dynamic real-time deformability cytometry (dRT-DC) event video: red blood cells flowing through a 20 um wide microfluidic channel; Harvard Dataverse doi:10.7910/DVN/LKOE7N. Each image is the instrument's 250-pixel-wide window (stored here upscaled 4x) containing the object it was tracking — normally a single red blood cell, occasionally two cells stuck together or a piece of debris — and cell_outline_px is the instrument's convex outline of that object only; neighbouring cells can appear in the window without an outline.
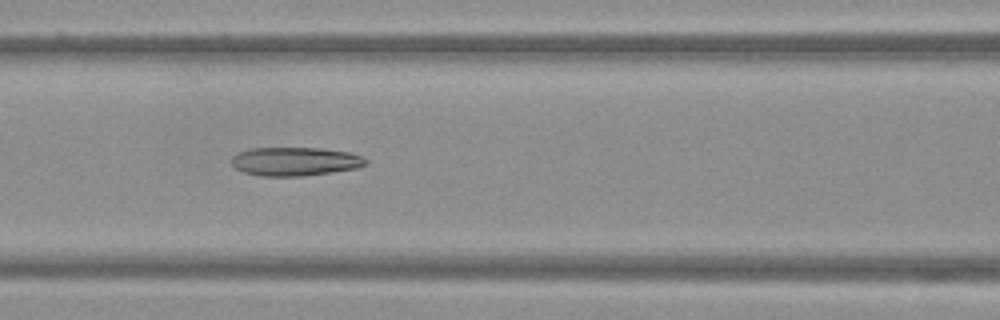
{"species": "Egyptian fruit bat (a non-hibernating species)", "species_latin": "Rousettus aegyptiacus", "temperature_condition": "warm", "stored_images_in_passage": 50, "camera_frame_rate_fps": 3000, "um_per_image_px": 0.085, "frame": {"image": 1, "passage_image": 22, "time_ms": 7.0, "image_size_px": [1000, 320], "cell_outline_px": [[368, 164], [360, 168], [304, 176], [264, 176], [244, 172], [236, 168], [232, 164], [232, 156], [240, 152], [252, 148], [320, 148], [352, 152], [368, 160]], "centroid_in_image_um": [25.15, 13.72], "position_along_channel_um": 141.5, "area_um2": 22.48}}
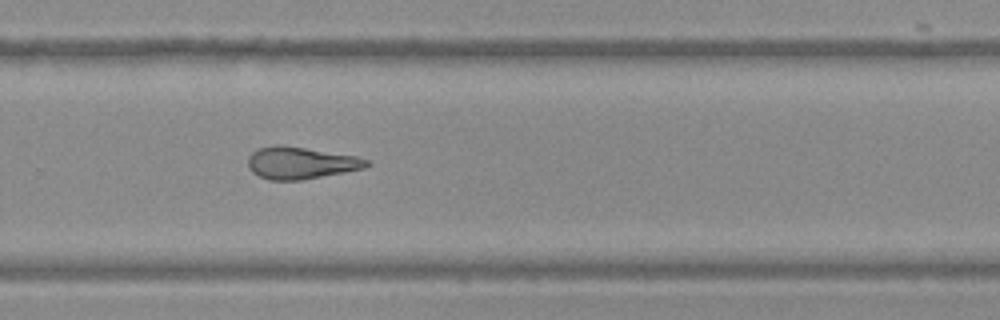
{"frame": {"image": 2, "passage_image": 34, "time_ms": 11.0, "image_size_px": [1000, 320], "cell_outline_px": [[372, 164], [364, 168], [344, 172], [300, 180], [268, 180], [252, 172], [248, 168], [248, 156], [252, 152], [260, 148], [276, 144], [280, 144], [356, 156], [368, 160]], "centroid_in_image_um": [25.54, 13.84], "position_along_channel_um": 304.3, "area_um2": 22.08}}
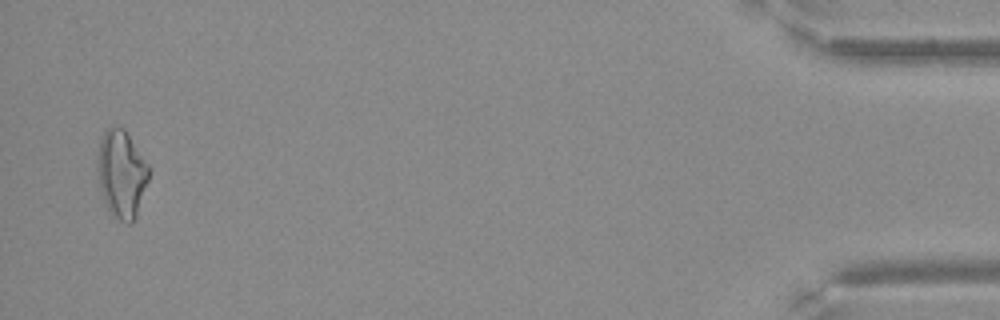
{"frame": {"image": 3, "passage_image": 49, "time_ms": 16.0, "image_size_px": [1000, 320], "cell_outline_px": [[148, 180], [136, 216], [132, 224], [128, 224], [112, 220], [104, 200], [96, 176], [96, 172], [100, 140], [104, 132], [108, 128], [124, 128], [148, 164]], "centroid_in_image_um": [10.3, 14.86], "position_along_channel_um": 424.9, "area_um2": 26.36}}